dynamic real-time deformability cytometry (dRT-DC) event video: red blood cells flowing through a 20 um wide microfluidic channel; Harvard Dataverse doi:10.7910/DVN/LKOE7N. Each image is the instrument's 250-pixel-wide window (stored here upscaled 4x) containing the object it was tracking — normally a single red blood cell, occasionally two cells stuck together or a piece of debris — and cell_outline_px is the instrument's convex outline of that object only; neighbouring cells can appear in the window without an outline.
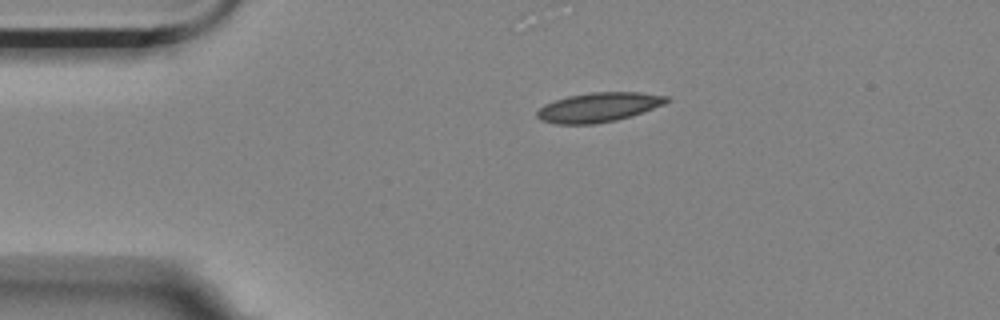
{"species": "Egyptian fruit bat (a non-hibernating species)", "species_latin": "Rousettus aegyptiacus", "temperature_condition": "room temperature", "stored_images_in_passage": 4, "camera_frame_rate_fps": 3000, "um_per_image_px": 0.085, "animal": {"sex": "female"}, "frame": {"image": 1, "passage_image": 1, "time_ms": 0.0, "image_size_px": [1000, 320], "cell_outline_px": [[672, 100], [664, 104], [632, 116], [616, 120], [592, 124], [556, 124], [540, 120], [536, 116], [536, 112], [544, 104], [568, 96], [592, 92], [640, 92], [668, 96]], "centroid_in_image_um": [50.89, 9.11], "position_along_channel_um": 34.1, "area_um2": 22.25}}